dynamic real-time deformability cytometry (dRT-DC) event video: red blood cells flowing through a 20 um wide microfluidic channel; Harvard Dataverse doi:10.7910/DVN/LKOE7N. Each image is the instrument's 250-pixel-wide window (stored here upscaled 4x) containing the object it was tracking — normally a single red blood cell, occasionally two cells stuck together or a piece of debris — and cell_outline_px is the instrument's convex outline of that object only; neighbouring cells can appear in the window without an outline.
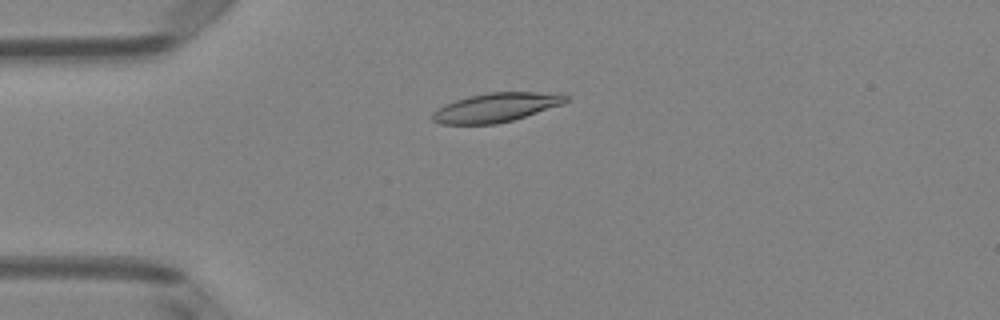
{"species": "Egyptian fruit bat (a non-hibernating species)", "species_latin": "Rousettus aegyptiacus", "temperature_condition": "room temperature", "stored_images_in_passage": 6, "camera_frame_rate_fps": 3000, "um_per_image_px": 0.085, "animal": {"sex": "female"}, "frame": {"image": 1, "passage_image": 3, "time_ms": 0.667, "image_size_px": [1000, 320], "cell_outline_px": [[568, 100], [564, 104], [512, 120], [496, 124], [440, 124], [432, 120], [432, 112], [436, 108], [444, 104], [468, 96], [488, 92], [564, 92], [568, 96]], "centroid_in_image_um": [42.19, 9.12], "position_along_channel_um": 42.8, "area_um2": 22.89}}
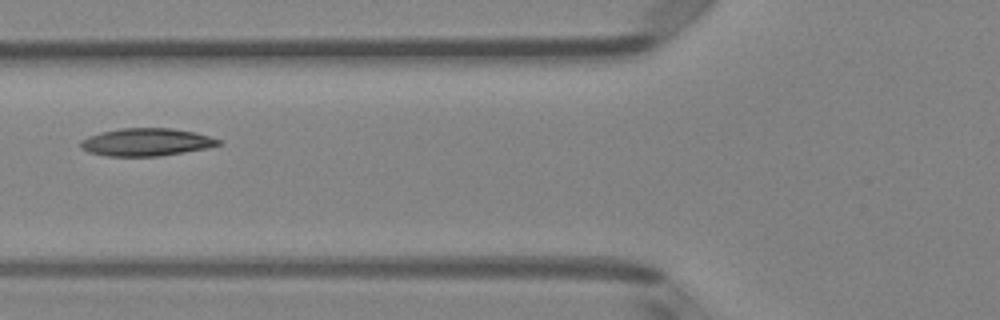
{"frame": {"image": 2, "passage_image": 5, "time_ms": 1.333, "image_size_px": [1000, 320], "cell_outline_px": [[224, 144], [208, 148], [160, 156], [108, 156], [88, 152], [80, 148], [80, 140], [88, 136], [100, 132], [120, 128], [172, 128], [196, 132], [220, 140]], "centroid_in_image_um": [12.43, 12.08], "position_along_channel_um": 113.4, "area_um2": 22.43}}
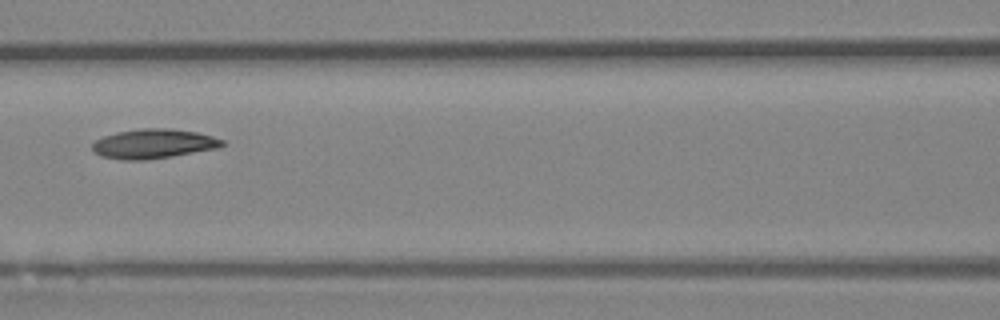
{"frame": {"image": 3, "passage_image": 6, "time_ms": 1.667, "image_size_px": [1000, 320], "cell_outline_px": [[224, 144], [216, 148], [172, 156], [144, 160], [124, 160], [100, 156], [92, 148], [92, 144], [96, 140], [104, 136], [116, 132], [140, 128], [172, 128], [196, 132], [212, 136], [224, 140]], "centroid_in_image_um": [13.03, 12.21], "position_along_channel_um": 153.6, "area_um2": 22.2}}